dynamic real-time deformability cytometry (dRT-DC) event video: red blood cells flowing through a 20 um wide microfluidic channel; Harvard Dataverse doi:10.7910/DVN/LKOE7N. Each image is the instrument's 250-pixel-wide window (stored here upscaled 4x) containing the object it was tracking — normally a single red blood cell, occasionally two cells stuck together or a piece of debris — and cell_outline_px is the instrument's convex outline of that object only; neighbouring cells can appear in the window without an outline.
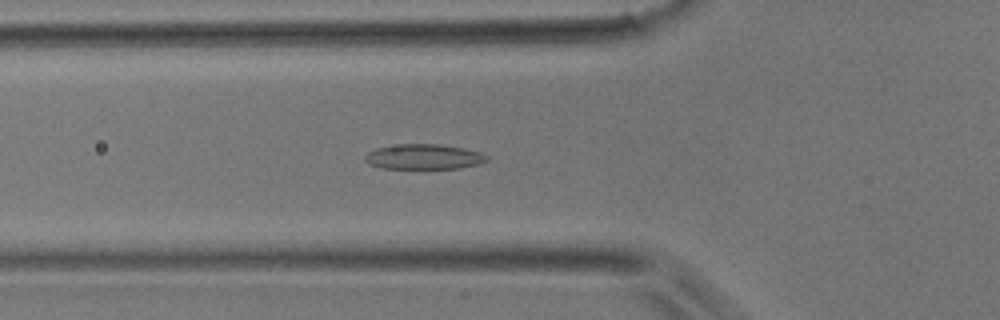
{"species": "common noctule bat (a hibernating species)", "species_latin": "Nyctalus noctula", "temperature_condition": "room temperature", "stored_images_in_passage": 34, "camera_frame_rate_fps": 3000, "um_per_image_px": 0.085, "animal": {"sex": "male", "body_mass_g": 17.9}, "frame": {"image": 1, "passage_image": 4, "time_ms": 1.0, "image_size_px": [1000, 320], "cell_outline_px": [[488, 160], [480, 164], [460, 168], [380, 168], [368, 164], [364, 160], [364, 156], [368, 152], [376, 148], [400, 144], [440, 144], [464, 148], [480, 152], [488, 156]], "centroid_in_image_um": [36.02, 13.32], "position_along_channel_um": 89.8, "area_um2": 17.92}}
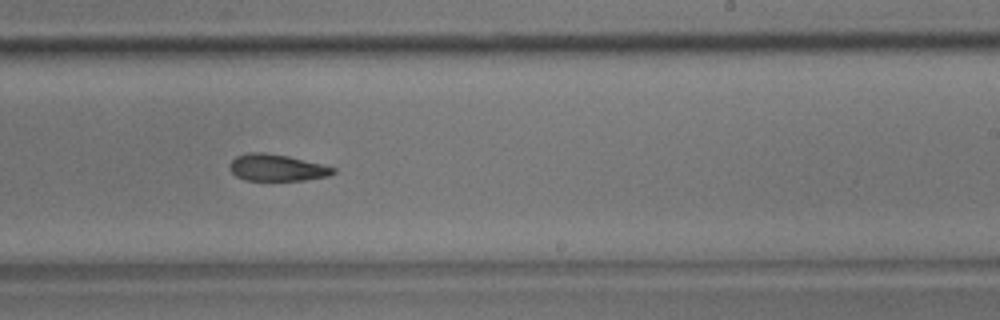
{"frame": {"image": 2, "passage_image": 16, "time_ms": 5.0, "image_size_px": [1000, 320], "cell_outline_px": [[336, 172], [328, 176], [304, 180], [244, 180], [236, 176], [228, 168], [228, 164], [236, 156], [248, 152], [264, 152], [288, 156], [324, 164], [336, 168]], "centroid_in_image_um": [23.52, 14.24], "position_along_channel_um": 265.5, "area_um2": 16.3}}
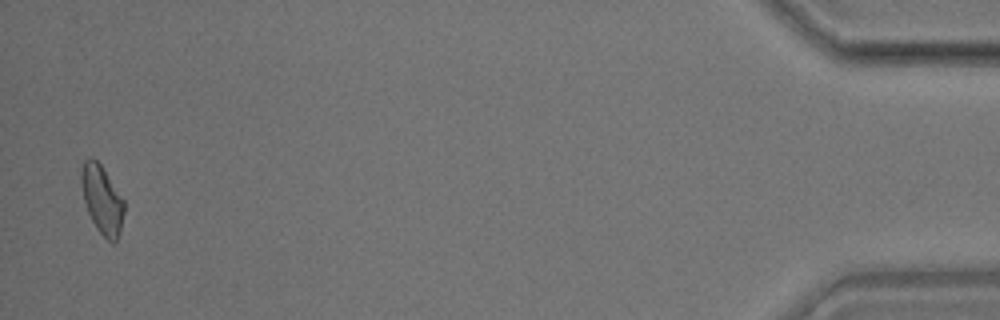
{"frame": {"image": 3, "passage_image": 33, "time_ms": 10.667, "image_size_px": [1000, 320], "cell_outline_px": [[124, 212], [120, 228], [116, 240], [112, 244], [96, 228], [88, 212], [84, 200], [80, 180], [80, 172], [84, 160], [88, 156], [92, 156], [100, 164], [124, 200]], "centroid_in_image_um": [8.65, 16.93], "position_along_channel_um": 426.6, "area_um2": 16.88}}